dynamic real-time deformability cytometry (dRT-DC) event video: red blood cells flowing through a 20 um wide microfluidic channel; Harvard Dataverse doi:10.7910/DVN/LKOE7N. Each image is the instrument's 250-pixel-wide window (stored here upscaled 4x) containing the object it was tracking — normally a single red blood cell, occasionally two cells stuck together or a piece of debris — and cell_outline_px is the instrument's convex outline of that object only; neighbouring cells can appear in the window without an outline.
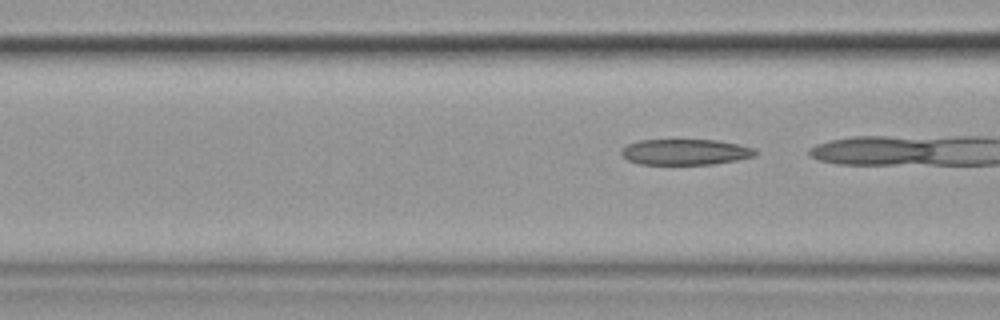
{"species": "common noctule bat (a hibernating species)", "species_latin": "Nyctalus noctula", "temperature_condition": "cold", "stored_images_in_passage": 6, "camera_frame_rate_fps": 3000, "um_per_image_px": 0.085, "animal": {"sex": "female", "body_mass_g": 19.9}, "frame": {"image": 1, "passage_image": 6, "time_ms": 6.0, "image_size_px": [1000, 320], "cell_outline_px": [[756, 156], [736, 160], [712, 164], [640, 164], [628, 160], [620, 152], [628, 144], [640, 140], [716, 140], [740, 144], [756, 148]], "centroid_in_image_um": [58.3, 12.91], "position_along_channel_um": 108.3, "area_um2": 20.06}}